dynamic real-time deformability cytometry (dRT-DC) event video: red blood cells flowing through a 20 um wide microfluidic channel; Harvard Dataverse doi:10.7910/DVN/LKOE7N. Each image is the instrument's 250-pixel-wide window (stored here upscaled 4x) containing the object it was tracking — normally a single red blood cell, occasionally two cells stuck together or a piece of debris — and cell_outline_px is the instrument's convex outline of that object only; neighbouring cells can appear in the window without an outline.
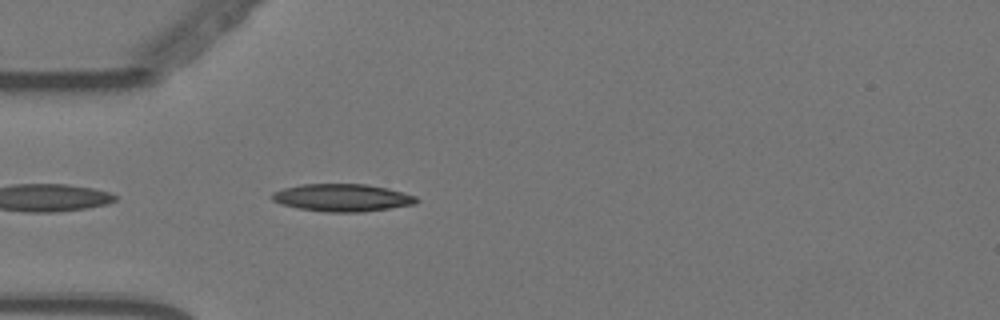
{"species": "Egyptian fruit bat (a non-hibernating species)", "species_latin": "Rousettus aegyptiacus", "temperature_condition": "warm", "stored_images_in_passage": 36, "camera_frame_rate_fps": 3000, "um_per_image_px": 0.085, "animal": {"sex": "female"}, "frame": {"image": 1, "passage_image": 2, "time_ms": 0.333, "image_size_px": [1000, 320], "cell_outline_px": [[420, 200], [416, 204], [364, 212], [324, 212], [296, 208], [280, 204], [272, 200], [272, 192], [284, 188], [300, 184], [368, 184], [388, 188], [416, 196]], "centroid_in_image_um": [29.09, 16.81], "position_along_channel_um": 55.9, "area_um2": 23.41}}
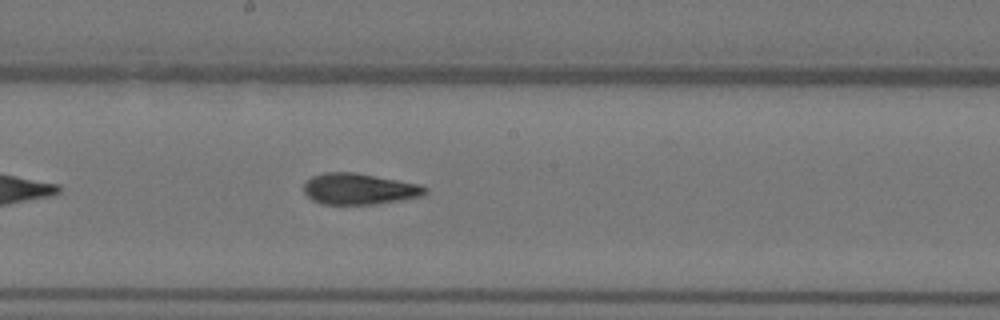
{"frame": {"image": 2, "passage_image": 16, "time_ms": 5.0, "image_size_px": [1000, 320], "cell_outline_px": [[428, 192], [420, 196], [400, 200], [376, 204], [320, 204], [312, 200], [304, 192], [304, 184], [312, 176], [324, 172], [356, 172], [420, 184], [428, 188]], "centroid_in_image_um": [30.53, 16.05], "position_along_channel_um": 217.7, "area_um2": 22.08}}
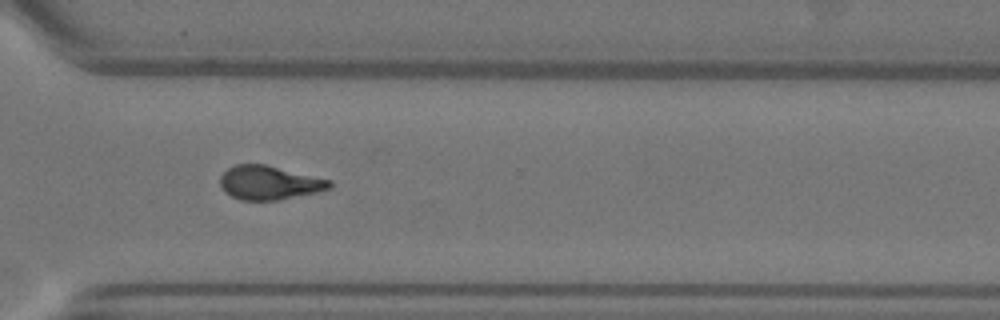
{"frame": {"image": 3, "passage_image": 27, "time_ms": 8.667, "image_size_px": [1000, 320], "cell_outline_px": [[332, 188], [316, 192], [280, 200], [240, 200], [224, 192], [220, 184], [220, 176], [228, 168], [236, 164], [264, 164], [332, 180]], "centroid_in_image_um": [22.88, 15.53], "position_along_channel_um": 347.7, "area_um2": 21.62}, "authors_computed_cell_mechanics": {"area_um2": 22.0218, "velocity_mm_per_s": 3.5589, "shape_relaxation_time_tau1_ms": 8.9649, "shape_relaxation_time_tau2_ms": 1.7341, "deformation_change_tau1": 0.2666, "deformation_change_tau2": 0.096}}